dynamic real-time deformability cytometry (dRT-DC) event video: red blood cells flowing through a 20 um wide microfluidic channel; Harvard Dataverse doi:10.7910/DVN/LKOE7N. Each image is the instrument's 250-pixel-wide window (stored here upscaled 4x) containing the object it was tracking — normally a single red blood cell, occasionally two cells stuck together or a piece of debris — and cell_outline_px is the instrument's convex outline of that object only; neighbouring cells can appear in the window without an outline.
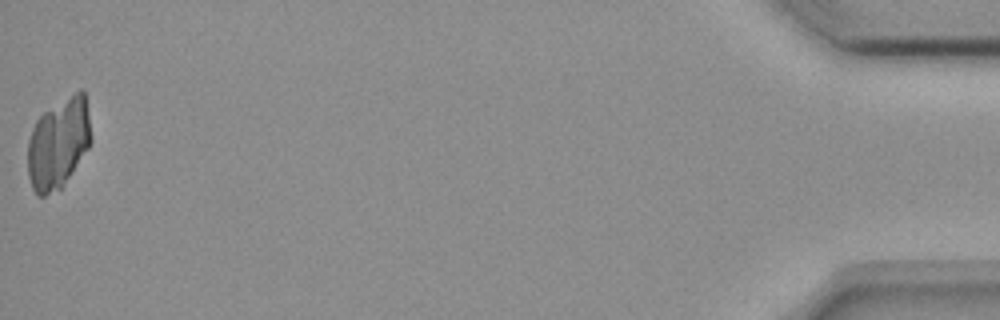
{"species": "common noctule bat (a hibernating species)", "species_latin": "Nyctalus noctula", "temperature_condition": "room temperature", "stored_images_in_passage": 41, "camera_frame_rate_fps": 3000, "um_per_image_px": 0.085, "animal": {"sex": "female", "body_mass_g": 18.4}, "frame": {"image": 1, "passage_image": 41, "time_ms": 13.333, "image_size_px": [1000, 320], "cell_outline_px": [[92, 140], [88, 148], [60, 188], [44, 196], [36, 196], [32, 188], [28, 176], [28, 140], [32, 128], [36, 120], [44, 112], [80, 88], [84, 92], [92, 136]], "centroid_in_image_um": [4.95, 12.18], "position_along_channel_um": 430.2, "area_um2": 33.12}}